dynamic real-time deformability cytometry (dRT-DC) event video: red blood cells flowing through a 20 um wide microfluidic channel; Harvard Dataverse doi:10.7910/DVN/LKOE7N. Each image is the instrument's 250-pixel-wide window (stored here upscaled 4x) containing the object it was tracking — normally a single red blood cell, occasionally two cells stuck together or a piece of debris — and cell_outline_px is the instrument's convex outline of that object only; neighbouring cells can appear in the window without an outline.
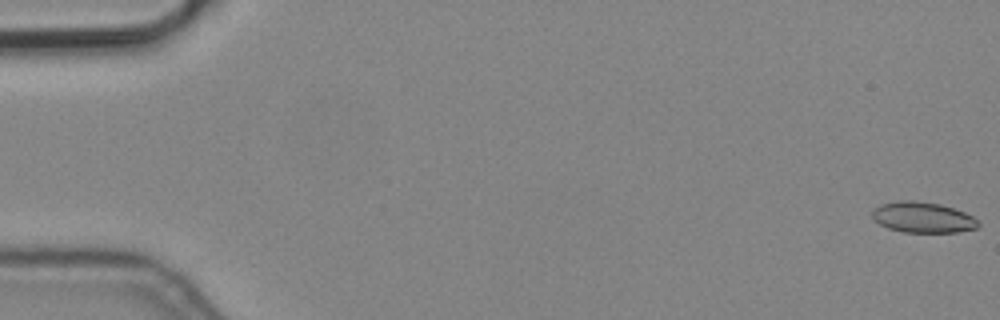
{"species": "common noctule bat (a hibernating species)", "species_latin": "Nyctalus noctula", "temperature_condition": "cold", "stored_images_in_passage": 5, "camera_frame_rate_fps": 3000, "um_per_image_px": 0.085, "animal": {"sex": "male", "body_mass_g": 19.2, "forearm_length_mm": 51.8}, "frame": {"image": 1, "passage_image": 1, "time_ms": 0.0, "image_size_px": [1000, 320], "cell_outline_px": [[980, 224], [976, 228], [956, 232], [904, 232], [888, 228], [880, 224], [872, 216], [872, 212], [880, 204], [900, 200], [916, 200], [940, 204], [964, 212], [972, 216]], "centroid_in_image_um": [78.43, 18.47], "position_along_channel_um": 6.6, "area_um2": 18.79}}
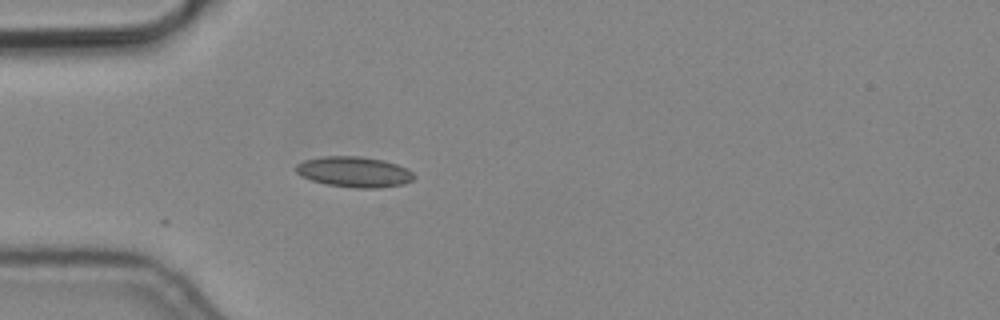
{"frame": {"image": 2, "passage_image": 5, "time_ms": 1.333, "image_size_px": [1000, 320], "cell_outline_px": [[416, 176], [412, 180], [404, 184], [380, 188], [356, 188], [328, 184], [312, 180], [296, 172], [296, 164], [304, 160], [320, 156], [360, 156], [384, 160], [408, 168]], "centroid_in_image_um": [30.14, 14.6], "position_along_channel_um": 54.9, "area_um2": 21.04}}